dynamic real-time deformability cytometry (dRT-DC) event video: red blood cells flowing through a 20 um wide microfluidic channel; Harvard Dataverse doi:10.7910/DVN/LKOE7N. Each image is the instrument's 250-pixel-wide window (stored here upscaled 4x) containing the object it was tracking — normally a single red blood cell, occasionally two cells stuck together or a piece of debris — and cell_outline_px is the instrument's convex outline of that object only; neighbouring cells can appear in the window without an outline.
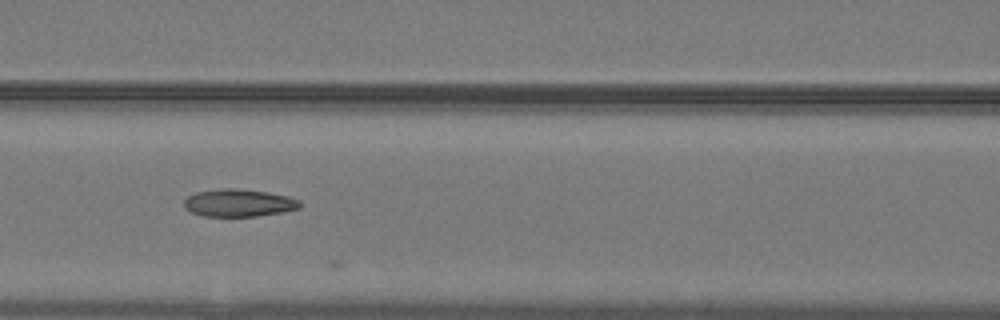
{"species": "common noctule bat (a hibernating species)", "species_latin": "Nyctalus noctula", "temperature_condition": "warm", "stored_images_in_passage": 17, "camera_frame_rate_fps": 3000, "um_per_image_px": 0.085, "animal": {"sex": "male", "body_mass_g": 19.2, "forearm_length_mm": 51.8}, "frame": {"image": 1, "passage_image": 10, "time_ms": 3.0, "image_size_px": [1000, 320], "cell_outline_px": [[300, 208], [280, 212], [256, 216], [204, 216], [192, 212], [184, 208], [184, 200], [188, 196], [196, 192], [220, 188], [236, 188], [268, 192], [288, 196], [300, 200]], "centroid_in_image_um": [20.28, 17.23], "position_along_channel_um": 146.3, "area_um2": 18.55}}
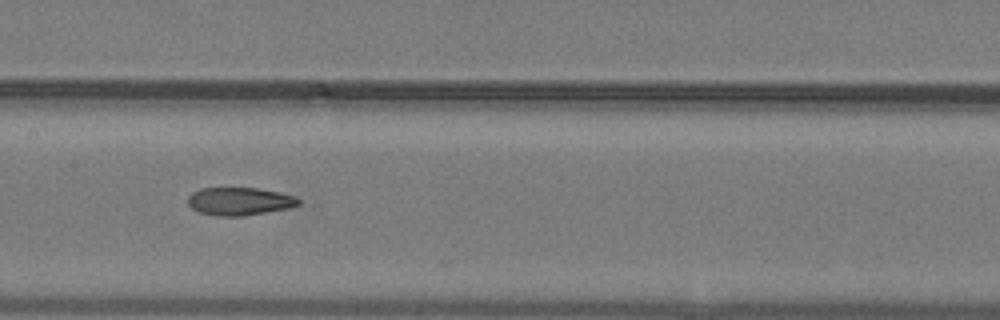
{"frame": {"image": 2, "passage_image": 13, "time_ms": 4.0, "image_size_px": [1000, 320], "cell_outline_px": [[300, 204], [288, 208], [244, 216], [216, 216], [200, 212], [192, 208], [188, 204], [188, 196], [192, 192], [200, 188], [260, 188], [280, 192], [296, 196], [300, 200]], "centroid_in_image_um": [20.37, 17.1], "position_along_channel_um": 187.0, "area_um2": 18.09}}